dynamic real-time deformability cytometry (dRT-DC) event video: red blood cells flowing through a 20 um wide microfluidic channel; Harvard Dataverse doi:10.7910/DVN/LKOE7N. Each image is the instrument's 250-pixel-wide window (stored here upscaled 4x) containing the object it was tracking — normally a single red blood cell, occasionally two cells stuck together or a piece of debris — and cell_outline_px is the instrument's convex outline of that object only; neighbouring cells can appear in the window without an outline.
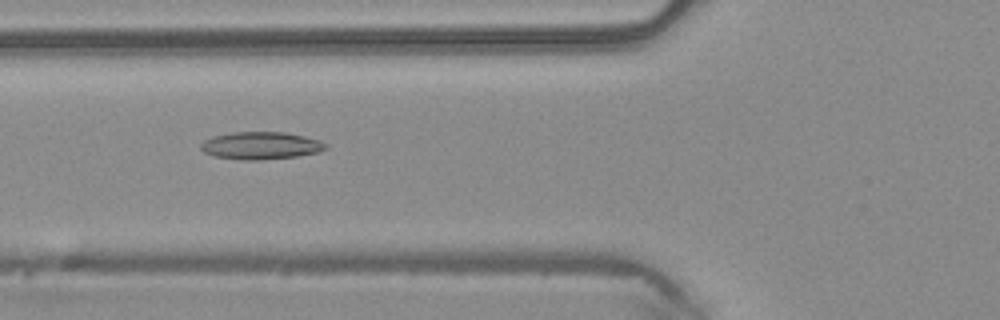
{"species": "common noctule bat (a hibernating species)", "species_latin": "Nyctalus noctula", "temperature_condition": "warm", "stored_images_in_passage": 39, "camera_frame_rate_fps": 3000, "um_per_image_px": 0.085, "animal": {"sex": "male", "body_mass_g": 20.4}, "frame": {"image": 1, "passage_image": 8, "time_ms": 2.333, "image_size_px": [1000, 320], "cell_outline_px": [[328, 148], [320, 152], [296, 156], [260, 160], [244, 160], [216, 156], [204, 152], [200, 148], [200, 144], [204, 140], [212, 136], [232, 132], [284, 132], [304, 136], [320, 140], [328, 144]], "centroid_in_image_um": [22.19, 12.37], "position_along_channel_um": 103.6, "area_um2": 20.06}}
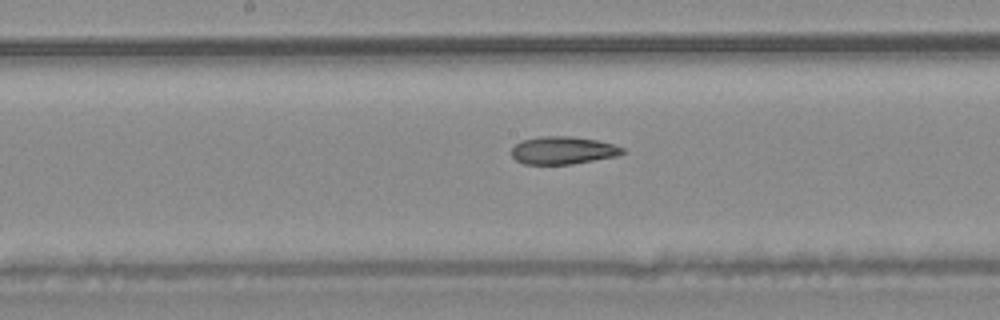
{"frame": {"image": 2, "passage_image": 15, "time_ms": 4.667, "image_size_px": [1000, 320], "cell_outline_px": [[628, 152], [616, 156], [572, 164], [524, 164], [516, 160], [512, 156], [512, 148], [520, 140], [540, 136], [572, 136], [596, 140], [612, 144], [624, 148]], "centroid_in_image_um": [47.85, 12.77], "position_along_channel_um": 200.4, "area_um2": 17.98}}
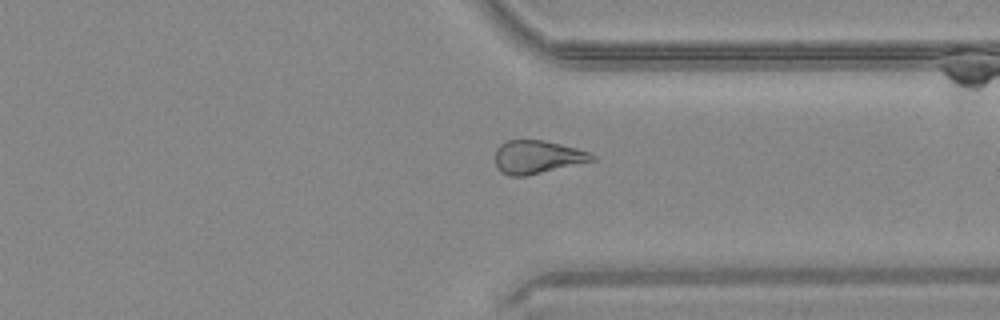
{"frame": {"image": 3, "passage_image": 27, "time_ms": 8.667, "image_size_px": [1000, 320], "cell_outline_px": [[596, 160], [524, 176], [508, 176], [500, 172], [496, 164], [496, 148], [500, 144], [508, 140], [544, 140], [576, 148], [588, 152], [596, 156]], "centroid_in_image_um": [45.65, 13.34], "position_along_channel_um": 365.7, "area_um2": 18.61}, "authors_computed_cell_mechanics": {"area_um2": 19.363, "velocity_mm_per_s": 4.1291, "shape_relaxation_time_tau1_ms": 7.9684, "shape_relaxation_time_tau2_ms": 5.5308, "deformation_change_tau1": 0.2101, "deformation_change_tau2": 0.1436}}